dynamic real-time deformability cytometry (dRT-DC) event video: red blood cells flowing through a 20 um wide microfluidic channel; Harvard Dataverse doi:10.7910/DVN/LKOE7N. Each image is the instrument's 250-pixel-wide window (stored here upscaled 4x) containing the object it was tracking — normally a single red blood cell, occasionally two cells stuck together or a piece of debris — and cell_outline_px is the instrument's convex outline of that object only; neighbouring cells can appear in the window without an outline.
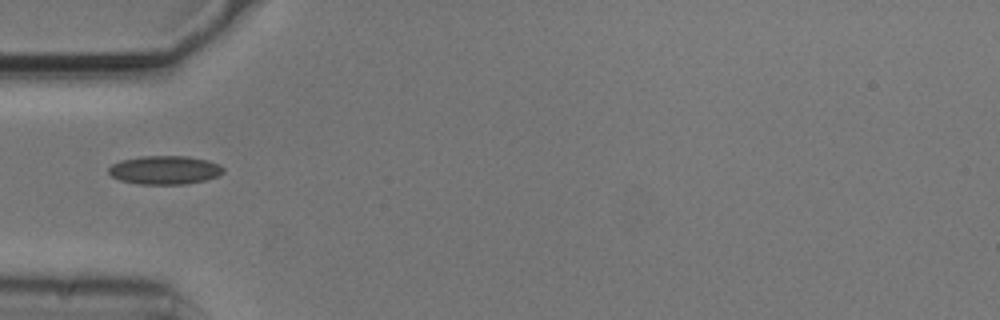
{"species": "common noctule bat (a hibernating species)", "species_latin": "Nyctalus noctula", "temperature_condition": "cold", "stored_images_in_passage": 38, "camera_frame_rate_fps": 3000, "um_per_image_px": 0.085, "animal": {"sex": "male", "body_mass_g": 20.5, "forearm_length_mm": 52.5}, "frame": {"image": 1, "passage_image": 1, "time_ms": 0.0, "image_size_px": [1000, 320], "cell_outline_px": [[224, 172], [216, 176], [204, 180], [184, 184], [140, 184], [120, 180], [112, 176], [108, 172], [108, 168], [112, 164], [120, 160], [140, 156], [188, 156], [208, 160], [220, 164], [224, 168]], "centroid_in_image_um": [14.0, 14.44], "position_along_channel_um": 71.0, "area_um2": 19.13}}
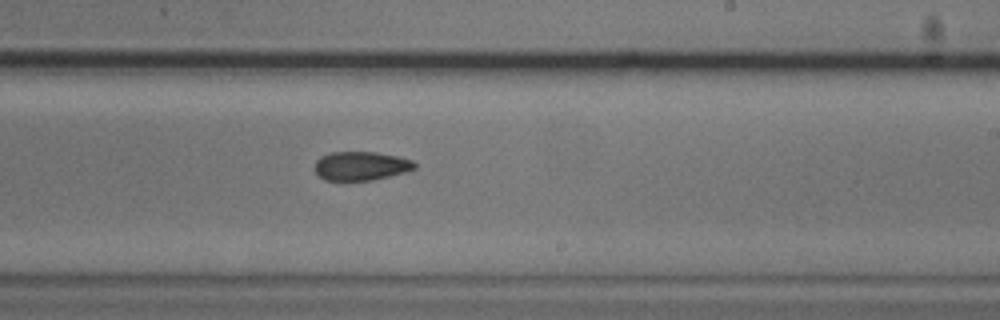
{"frame": {"image": 2, "passage_image": 16, "time_ms": 5.0, "image_size_px": [1000, 320], "cell_outline_px": [[416, 168], [404, 172], [372, 180], [324, 180], [316, 172], [316, 160], [320, 156], [332, 152], [376, 152], [396, 156], [412, 160], [416, 164]], "centroid_in_image_um": [30.68, 14.09], "position_along_channel_um": 258.3, "area_um2": 16.59}}
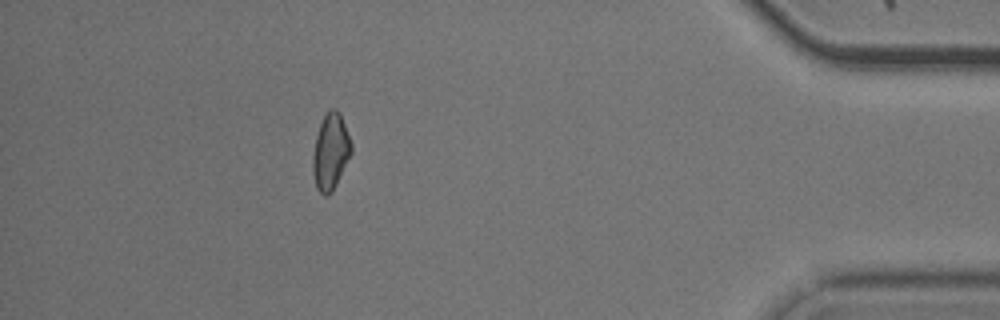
{"frame": {"image": 3, "passage_image": 32, "time_ms": 10.333, "image_size_px": [1000, 320], "cell_outline_px": [[352, 152], [332, 192], [328, 196], [324, 196], [316, 188], [312, 172], [312, 156], [316, 136], [320, 124], [328, 108], [336, 108], [340, 112], [352, 144]], "centroid_in_image_um": [28.09, 12.89], "position_along_channel_um": 407.1, "area_um2": 17.22}, "authors_computed_cell_mechanics": {"area_um2": 17.1666, "velocity_mm_per_s": 3.7256, "shape_relaxation_time_tau1_ms": null, "shape_relaxation_time_tau2_ms": 4.7253, "deformation_change_tau1": null, "deformation_change_tau2": 0.09}}